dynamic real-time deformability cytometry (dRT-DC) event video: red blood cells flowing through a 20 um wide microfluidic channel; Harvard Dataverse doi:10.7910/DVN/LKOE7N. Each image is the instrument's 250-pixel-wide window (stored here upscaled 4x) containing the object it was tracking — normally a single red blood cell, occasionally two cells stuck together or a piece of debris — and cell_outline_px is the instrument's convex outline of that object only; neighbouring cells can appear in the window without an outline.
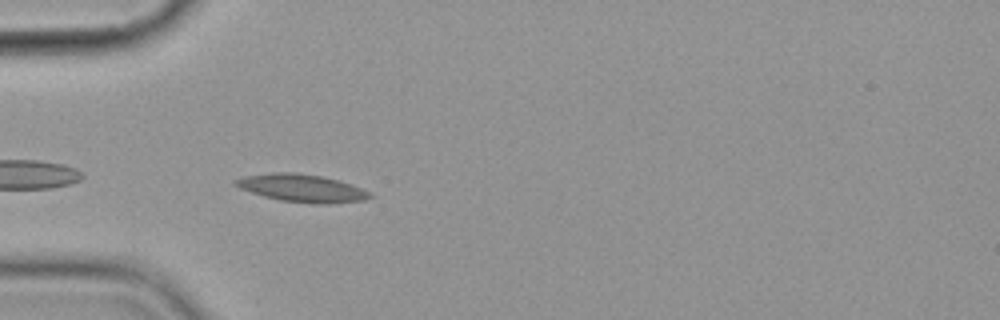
{"species": "common noctule bat (a hibernating species)", "species_latin": "Nyctalus noctula", "temperature_condition": "cold", "stored_images_in_passage": 5, "camera_frame_rate_fps": 3000, "um_per_image_px": 0.085, "animal": {"sex": "female", "body_mass_g": 19.9}, "frame": {"image": 1, "passage_image": 5, "time_ms": 5.333, "image_size_px": [1000, 320], "cell_outline_px": [[376, 196], [368, 200], [332, 204], [312, 204], [280, 200], [264, 196], [240, 188], [232, 184], [232, 180], [244, 176], [272, 172], [296, 172], [320, 176], [340, 180], [352, 184], [372, 192]], "centroid_in_image_um": [25.73, 16.0], "position_along_channel_um": 59.3, "area_um2": 22.2}}